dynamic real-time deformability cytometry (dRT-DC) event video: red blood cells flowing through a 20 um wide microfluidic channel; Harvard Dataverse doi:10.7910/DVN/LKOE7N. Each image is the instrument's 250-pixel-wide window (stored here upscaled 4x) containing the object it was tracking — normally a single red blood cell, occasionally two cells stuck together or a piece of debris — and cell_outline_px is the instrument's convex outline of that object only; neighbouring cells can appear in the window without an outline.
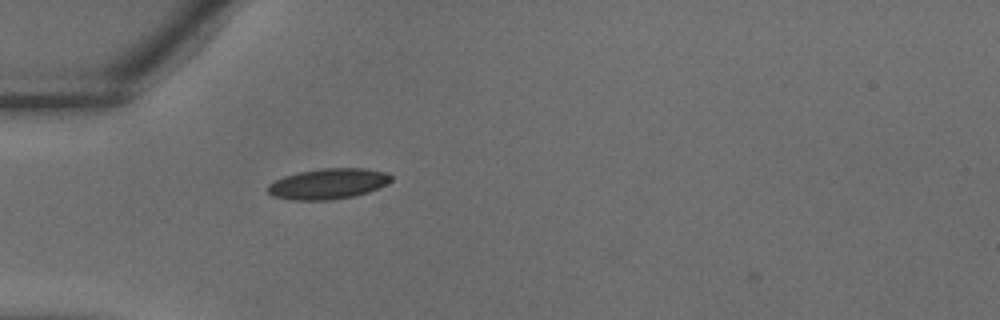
{"species": "common noctule bat (a hibernating species)", "species_latin": "Nyctalus noctula", "temperature_condition": "warm", "stored_images_in_passage": 2, "camera_frame_rate_fps": 3000, "um_per_image_px": 0.085, "animal": {"sex": "male", "body_mass_g": 18.8}, "frame": {"image": 1, "passage_image": 1, "time_ms": 0.0, "image_size_px": [1000, 320], "cell_outline_px": [[392, 180], [368, 192], [352, 196], [332, 200], [292, 200], [272, 196], [268, 192], [268, 184], [284, 176], [296, 172], [320, 168], [368, 168], [388, 172], [392, 176]], "centroid_in_image_um": [27.88, 15.61], "position_along_channel_um": 57.1, "area_um2": 22.08}}